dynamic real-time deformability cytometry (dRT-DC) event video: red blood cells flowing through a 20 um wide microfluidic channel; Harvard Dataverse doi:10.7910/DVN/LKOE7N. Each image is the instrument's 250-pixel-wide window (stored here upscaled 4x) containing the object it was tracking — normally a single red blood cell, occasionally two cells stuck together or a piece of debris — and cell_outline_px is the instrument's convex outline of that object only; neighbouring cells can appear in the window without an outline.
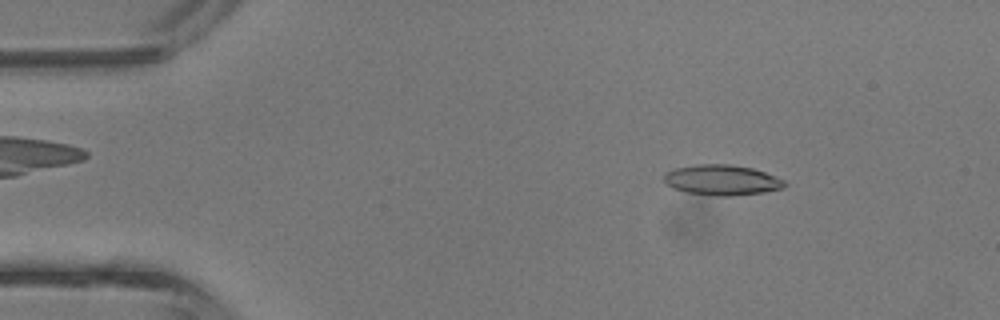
{"species": "common noctule bat (a hibernating species)", "species_latin": "Nyctalus noctula", "temperature_condition": "room temperature", "stored_images_in_passage": 40, "camera_frame_rate_fps": 3000, "um_per_image_px": 0.085, "animal": {"sex": "male", "body_mass_g": 13.3}, "frame": {"image": 1, "passage_image": 5, "time_ms": 1.333, "image_size_px": [1000, 320], "cell_outline_px": [[788, 184], [784, 188], [764, 192], [732, 196], [716, 196], [688, 192], [672, 188], [664, 180], [664, 172], [676, 168], [696, 164], [728, 164], [752, 168], [764, 172], [784, 180]], "centroid_in_image_um": [61.37, 15.3], "position_along_channel_um": 23.6, "area_um2": 21.33}}
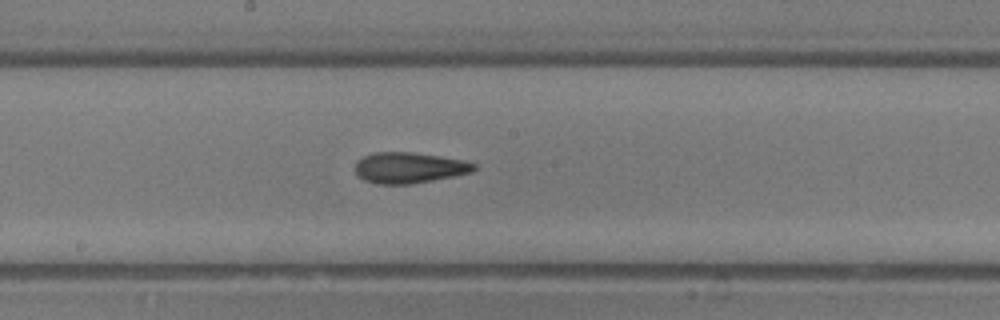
{"frame": {"image": 2, "passage_image": 21, "time_ms": 6.667, "image_size_px": [1000, 320], "cell_outline_px": [[476, 168], [472, 172], [456, 176], [412, 184], [380, 184], [364, 180], [356, 172], [356, 160], [364, 156], [376, 152], [412, 152], [440, 156], [464, 160], [476, 164]], "centroid_in_image_um": [34.81, 14.26], "position_along_channel_um": 213.4, "area_um2": 21.39}}
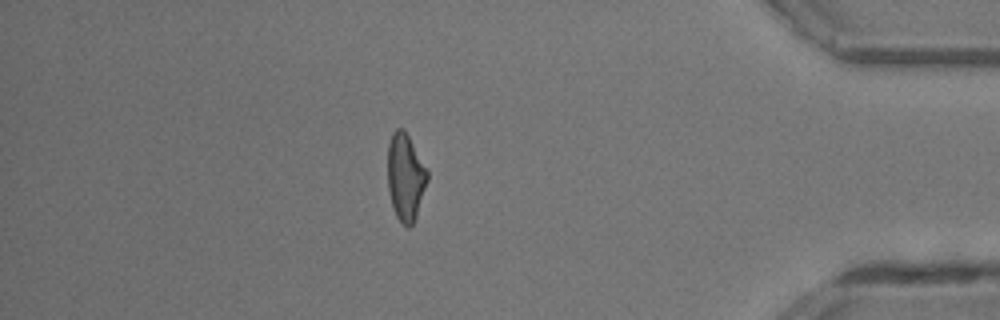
{"frame": {"image": 3, "passage_image": 35, "time_ms": 11.333, "image_size_px": [1000, 320], "cell_outline_px": [[428, 180], [416, 216], [412, 224], [408, 228], [396, 216], [392, 208], [388, 188], [388, 144], [392, 132], [396, 128], [404, 128], [428, 172]], "centroid_in_image_um": [34.45, 15.03], "position_along_channel_um": 400.8, "area_um2": 20.0}, "authors_computed_cell_mechanics": {"area_um2": 20.8369, "velocity_mm_per_s": 4.9205, "shape_relaxation_time_tau1_ms": 5.1667, "shape_relaxation_time_tau2_ms": 2.7298, "deformation_change_tau1": 0.1585, "deformation_change_tau2": 0.1374}}